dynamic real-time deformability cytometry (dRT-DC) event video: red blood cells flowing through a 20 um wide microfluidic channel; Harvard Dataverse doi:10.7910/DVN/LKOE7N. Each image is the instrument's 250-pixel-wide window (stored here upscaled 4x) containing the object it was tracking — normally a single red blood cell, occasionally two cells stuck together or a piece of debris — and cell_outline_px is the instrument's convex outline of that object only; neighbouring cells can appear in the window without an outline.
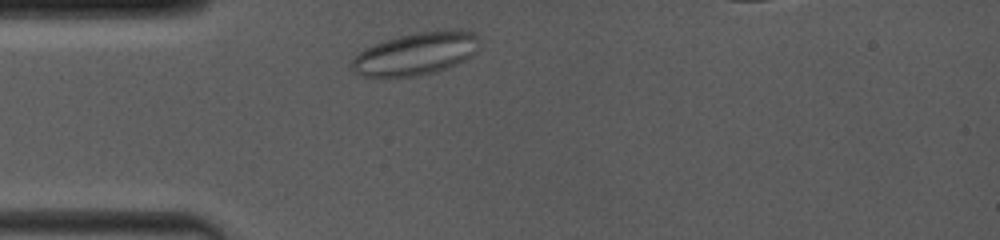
{"species": "common noctule bat (a hibernating species)", "species_latin": "Nyctalus noctula", "temperature_condition": "room temperature", "stored_images_in_passage": 38, "camera_frame_rate_fps": 4000, "um_per_image_px": 0.085, "animal": {"sex": "female", "body_mass_g": 19.0, "forearm_length_mm": 53.3}, "frame": {"image": 1, "passage_image": 2, "time_ms": 0.25, "image_size_px": [1000, 240], "cell_outline_px": [[476, 52], [472, 56], [456, 64], [436, 72], [416, 76], [360, 76], [352, 68], [352, 60], [364, 48], [384, 40], [416, 32], [456, 28], [460, 28], [476, 32]], "centroid_in_image_um": [35.38, 4.54], "position_along_channel_um": 49.6, "area_um2": 31.62}}
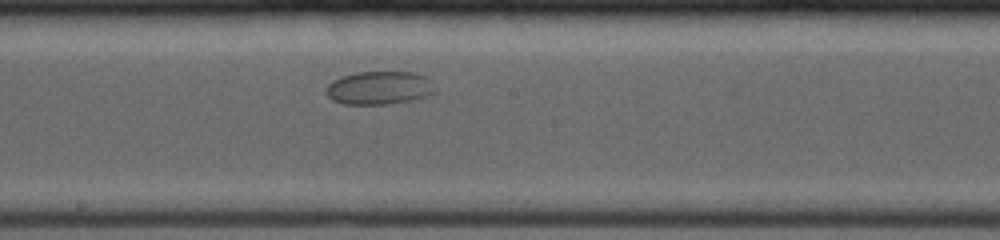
{"frame": {"image": 2, "passage_image": 21, "time_ms": 5.0, "image_size_px": [1000, 240], "cell_outline_px": [[436, 92], [432, 96], [412, 100], [388, 104], [344, 104], [332, 100], [324, 92], [324, 88], [332, 80], [356, 72], [412, 72], [424, 76], [432, 80], [436, 88]], "centroid_in_image_um": [32.27, 7.48], "position_along_channel_um": 215.9, "area_um2": 21.5}}
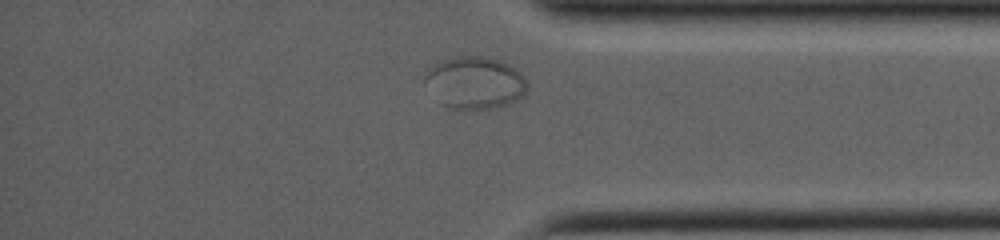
{"frame": {"image": 3, "passage_image": 34, "time_ms": 9.75, "image_size_px": [1000, 240], "cell_outline_px": [[528, 88], [524, 96], [508, 104], [492, 108], [452, 108], [440, 104], [424, 84], [424, 76], [428, 68], [444, 60], [456, 56], [480, 56], [500, 60], [508, 64], [520, 72], [524, 76], [528, 84]], "centroid_in_image_um": [40.36, 7.02], "position_along_channel_um": 394.8, "area_um2": 31.21}}